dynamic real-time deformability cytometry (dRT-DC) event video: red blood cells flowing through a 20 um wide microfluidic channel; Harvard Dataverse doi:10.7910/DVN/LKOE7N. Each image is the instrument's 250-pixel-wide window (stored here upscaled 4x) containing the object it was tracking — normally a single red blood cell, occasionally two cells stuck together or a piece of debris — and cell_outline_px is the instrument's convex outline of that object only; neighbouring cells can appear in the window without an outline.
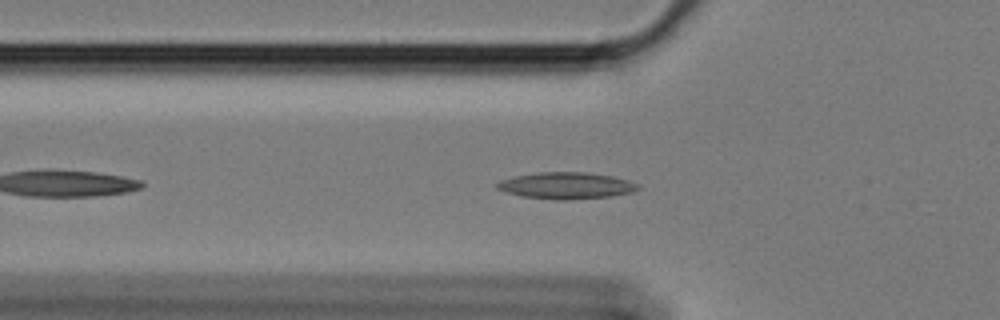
{"species": "Egyptian fruit bat (a non-hibernating species)", "species_latin": "Rousettus aegyptiacus", "temperature_condition": "cold", "stored_images_in_passage": 32, "camera_frame_rate_fps": 3000, "um_per_image_px": 0.085, "animal": {"sex": "female"}, "frame": {"image": 1, "passage_image": 7, "time_ms": 2.0, "image_size_px": [1000, 320], "cell_outline_px": [[640, 188], [632, 192], [612, 196], [568, 200], [552, 200], [524, 196], [508, 192], [496, 188], [496, 184], [500, 180], [516, 176], [536, 172], [584, 172], [612, 176], [628, 180], [636, 184]], "centroid_in_image_um": [48.13, 15.78], "position_along_channel_um": 77.7, "area_um2": 21.73}}
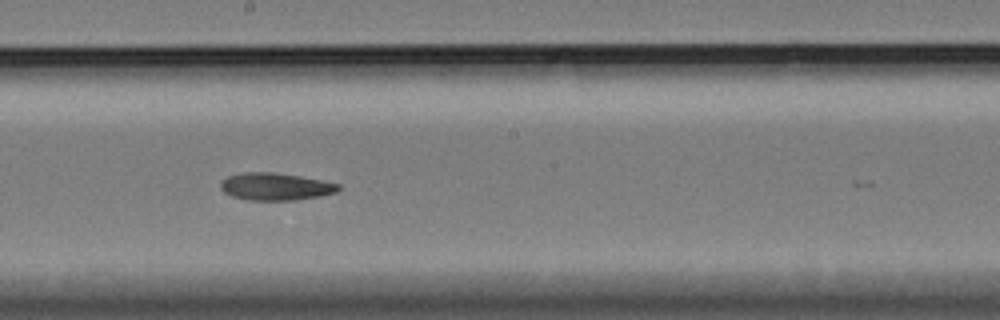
{"frame": {"image": 2, "passage_image": 20, "time_ms": 6.333, "image_size_px": [1000, 320], "cell_outline_px": [[340, 188], [336, 192], [320, 196], [296, 200], [248, 200], [232, 196], [224, 192], [220, 188], [220, 180], [228, 176], [244, 172], [272, 172], [300, 176], [340, 184]], "centroid_in_image_um": [23.39, 15.86], "position_along_channel_um": 224.8, "area_um2": 18.79}}
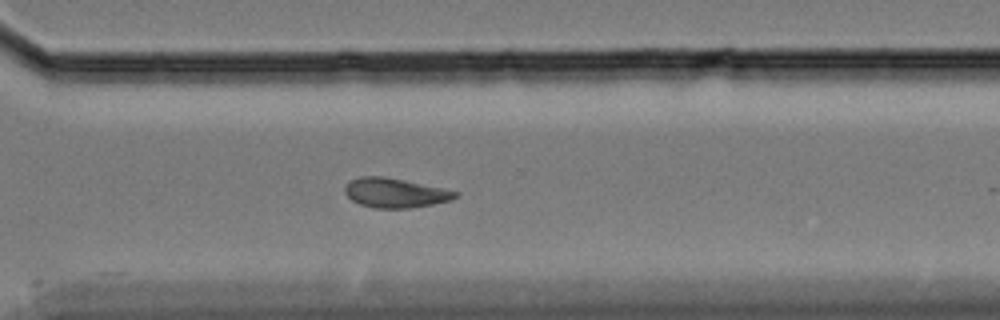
{"frame": {"image": 3, "passage_image": 30, "time_ms": 9.667, "image_size_px": [1000, 320], "cell_outline_px": [[460, 196], [452, 200], [432, 204], [408, 208], [376, 208], [360, 204], [352, 200], [344, 192], [344, 188], [348, 180], [360, 176], [384, 176], [444, 188], [460, 192]], "centroid_in_image_um": [33.6, 16.38], "position_along_channel_um": 337.0, "area_um2": 19.13}}